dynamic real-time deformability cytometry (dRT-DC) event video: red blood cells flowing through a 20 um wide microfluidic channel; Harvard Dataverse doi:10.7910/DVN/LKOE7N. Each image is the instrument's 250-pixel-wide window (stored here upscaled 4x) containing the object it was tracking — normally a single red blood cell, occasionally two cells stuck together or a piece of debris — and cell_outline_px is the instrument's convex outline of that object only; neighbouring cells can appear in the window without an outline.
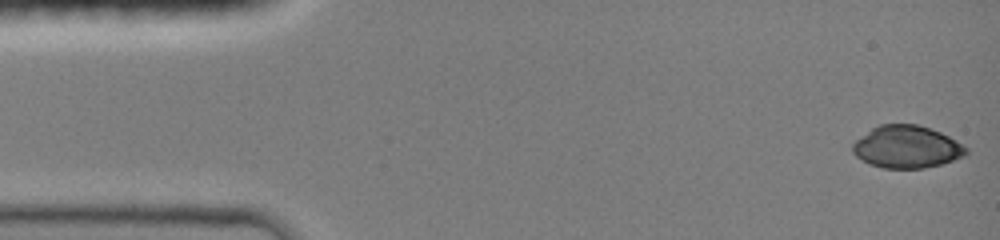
{"species": "common noctule bat (a hibernating species)", "species_latin": "Nyctalus noctula", "temperature_condition": "room temperature", "stored_images_in_passage": 17, "camera_frame_rate_fps": 3000, "um_per_image_px": 0.085, "animal": {"sex": "female", "body_mass_g": 19.0, "forearm_length_mm": 51.5}, "frame": {"image": 1, "passage_image": 1, "time_ms": 0.0, "image_size_px": [1000, 240], "cell_outline_px": [[968, 152], [952, 160], [940, 164], [920, 168], [884, 168], [872, 164], [856, 156], [852, 152], [852, 144], [856, 140], [872, 128], [880, 124], [916, 124], [940, 132], [956, 140], [968, 148]], "centroid_in_image_um": [77.05, 12.47], "position_along_channel_um": 7.9, "area_um2": 27.57}}
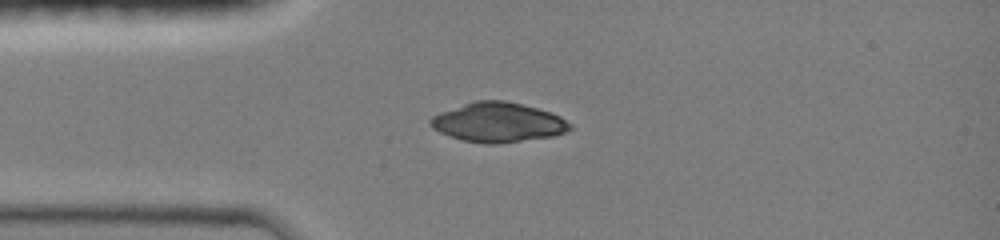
{"frame": {"image": 2, "passage_image": 10, "time_ms": 3.333, "image_size_px": [1000, 240], "cell_outline_px": [[572, 128], [564, 132], [552, 136], [496, 144], [484, 144], [464, 140], [440, 132], [432, 128], [428, 124], [428, 120], [432, 116], [440, 112], [476, 100], [504, 100], [552, 112], [560, 116], [572, 124]], "centroid_in_image_um": [42.33, 10.4], "position_along_channel_um": 42.7, "area_um2": 31.96}}